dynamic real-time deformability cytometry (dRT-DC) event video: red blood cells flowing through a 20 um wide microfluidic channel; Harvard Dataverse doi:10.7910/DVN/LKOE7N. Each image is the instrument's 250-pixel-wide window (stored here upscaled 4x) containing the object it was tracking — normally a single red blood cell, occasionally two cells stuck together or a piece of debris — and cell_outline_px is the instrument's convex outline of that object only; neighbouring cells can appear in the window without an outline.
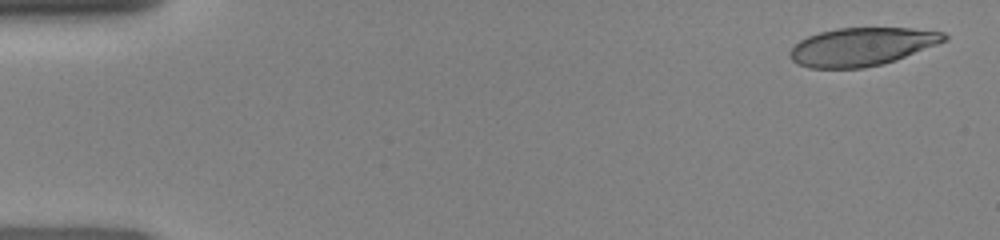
{"species": "human", "species_latin": "Homo sapiens", "temperature_condition": "room temperature", "stored_images_in_passage": 46, "camera_frame_rate_fps": 3000, "um_per_image_px": 0.085, "donor": {"sex": "female"}, "frame": {"image": 1, "passage_image": 1, "time_ms": 0.0, "image_size_px": [1000, 240], "cell_outline_px": [[948, 40], [896, 60], [884, 64], [864, 68], [808, 68], [796, 64], [788, 56], [788, 52], [800, 40], [808, 36], [820, 32], [836, 28], [912, 28], [944, 32], [948, 36]], "centroid_in_image_um": [73.25, 3.97], "position_along_channel_um": 11.8, "area_um2": 34.51}}
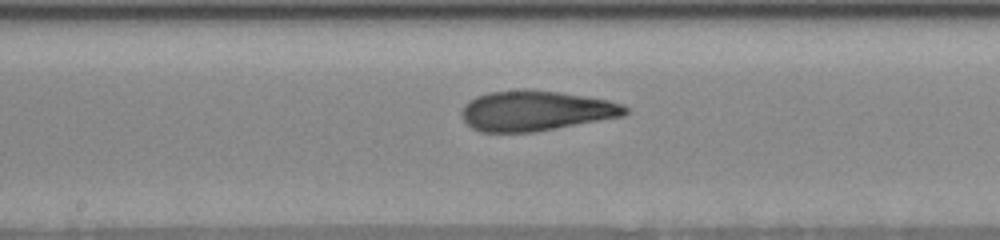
{"frame": {"image": 2, "passage_image": 24, "time_ms": 7.667, "image_size_px": [1000, 240], "cell_outline_px": [[628, 112], [624, 116], [536, 132], [480, 132], [472, 128], [460, 116], [460, 112], [464, 104], [468, 100], [476, 96], [488, 92], [560, 92], [608, 100], [624, 104], [628, 108]], "centroid_in_image_um": [45.54, 9.45], "position_along_channel_um": 202.7, "area_um2": 37.74}}
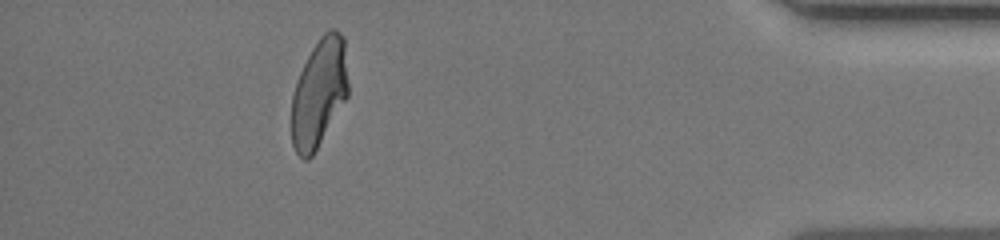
{"frame": {"image": 3, "passage_image": 42, "time_ms": 13.667, "image_size_px": [1000, 240], "cell_outline_px": [[348, 96], [312, 156], [308, 160], [304, 160], [296, 152], [292, 144], [292, 96], [300, 72], [312, 48], [320, 36], [328, 28], [336, 28], [344, 36], [348, 84]], "centroid_in_image_um": [27.13, 7.86], "position_along_channel_um": 408.1, "area_um2": 35.72}}